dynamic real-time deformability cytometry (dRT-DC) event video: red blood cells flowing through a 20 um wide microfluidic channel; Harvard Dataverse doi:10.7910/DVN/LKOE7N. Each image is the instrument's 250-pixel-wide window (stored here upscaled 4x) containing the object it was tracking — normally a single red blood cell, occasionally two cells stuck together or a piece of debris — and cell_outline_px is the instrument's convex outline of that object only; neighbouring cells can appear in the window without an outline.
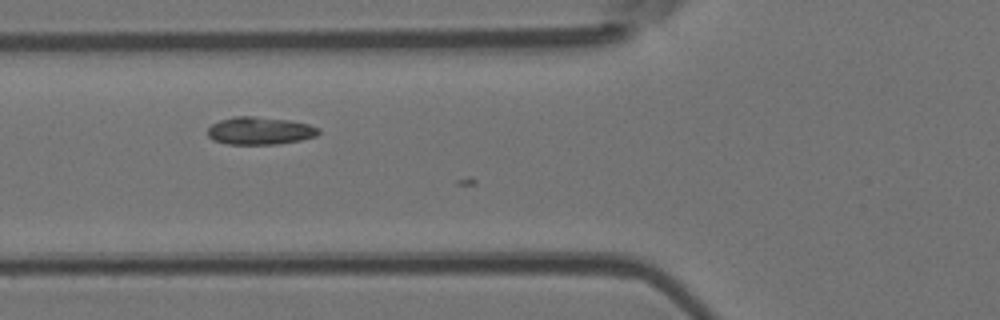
{"species": "Egyptian fruit bat (a non-hibernating species)", "species_latin": "Rousettus aegyptiacus", "temperature_condition": "room temperature", "stored_images_in_passage": 4, "camera_frame_rate_fps": 3000, "um_per_image_px": 0.085, "animal": {"sex": "female"}, "frame": {"image": 1, "passage_image": 3, "time_ms": 0.667, "image_size_px": [1000, 320], "cell_outline_px": [[320, 132], [316, 136], [300, 140], [276, 144], [228, 144], [212, 140], [208, 136], [208, 128], [212, 124], [220, 120], [236, 116], [252, 116], [292, 120], [308, 124], [320, 128]], "centroid_in_image_um": [22.1, 11.11], "position_along_channel_um": 103.7, "area_um2": 17.92}}